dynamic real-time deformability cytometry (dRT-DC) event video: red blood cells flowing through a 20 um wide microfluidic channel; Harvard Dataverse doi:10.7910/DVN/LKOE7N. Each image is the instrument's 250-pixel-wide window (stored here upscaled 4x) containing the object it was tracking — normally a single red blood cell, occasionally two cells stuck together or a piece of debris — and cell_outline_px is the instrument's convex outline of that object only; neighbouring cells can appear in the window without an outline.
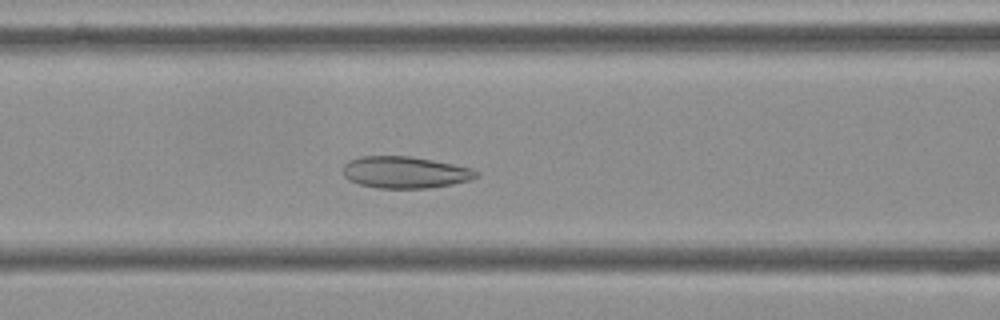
{"species": "Egyptian fruit bat (a non-hibernating species)", "species_latin": "Rousettus aegyptiacus", "temperature_condition": "cold", "stored_images_in_passage": 55, "camera_frame_rate_fps": 3000, "um_per_image_px": 0.085, "frame": {"image": 1, "passage_image": 21, "time_ms": 6.667, "image_size_px": [1000, 320], "cell_outline_px": [[480, 172], [476, 176], [468, 180], [452, 184], [428, 188], [380, 188], [360, 184], [348, 180], [344, 176], [344, 164], [348, 160], [360, 156], [408, 156], [432, 160], [472, 168]], "centroid_in_image_um": [34.4, 14.64], "position_along_channel_um": 132.2, "area_um2": 24.51}}
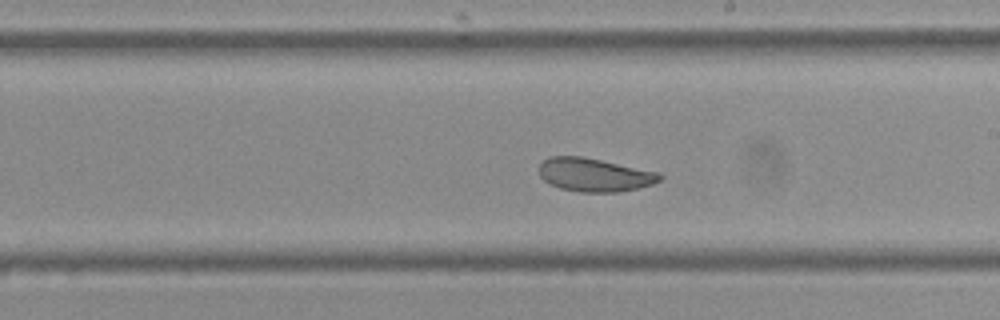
{"frame": {"image": 2, "passage_image": 30, "time_ms": 9.667, "image_size_px": [1000, 320], "cell_outline_px": [[664, 176], [660, 180], [652, 184], [640, 188], [620, 192], [580, 192], [560, 188], [548, 184], [540, 176], [540, 164], [544, 160], [552, 156], [584, 156], [660, 172]], "centroid_in_image_um": [50.56, 14.86], "position_along_channel_um": 238.4, "area_um2": 23.76}}
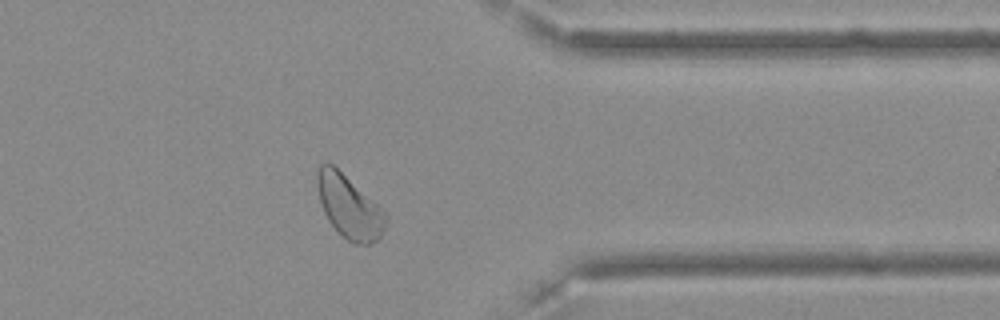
{"frame": {"image": 3, "passage_image": 43, "time_ms": 14.0, "image_size_px": [1000, 320], "cell_outline_px": [[388, 216], [384, 228], [380, 236], [376, 240], [368, 244], [352, 244], [328, 220], [324, 212], [320, 200], [316, 184], [316, 172], [320, 164], [328, 160], [388, 212]], "centroid_in_image_um": [29.69, 17.53], "position_along_channel_um": 381.7, "area_um2": 25.32}, "authors_computed_cell_mechanics": {"area_um2": 25.8944, "velocity_mm_per_s": 3.5522, "shape_relaxation_time_tau1_ms": 10.23, "shape_relaxation_time_tau2_ms": 1.6642, "deformation_change_tau1": 0.1096, "deformation_change_tau2": 0.0606}}